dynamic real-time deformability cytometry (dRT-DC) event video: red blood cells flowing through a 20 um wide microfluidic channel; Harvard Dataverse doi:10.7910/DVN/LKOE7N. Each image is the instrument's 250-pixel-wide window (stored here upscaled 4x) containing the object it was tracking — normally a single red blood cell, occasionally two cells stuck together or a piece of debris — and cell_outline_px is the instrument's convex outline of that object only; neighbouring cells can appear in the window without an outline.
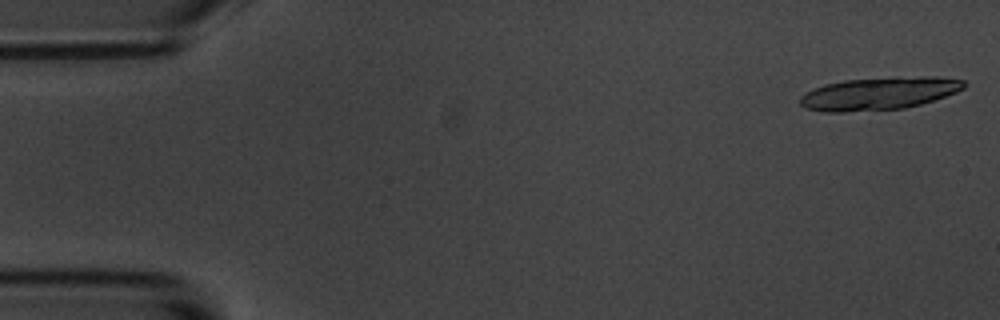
{"species": "common noctule bat (a hibernating species)", "species_latin": "Nyctalus noctula", "temperature_condition": "room temperature", "stored_images_in_passage": 15, "camera_frame_rate_fps": 3000, "um_per_image_px": 0.085, "animal": {"sex": "male", "body_mass_g": 20.1, "forearm_length_mm": 53.5}, "frame": {"image": 1, "passage_image": 1, "time_ms": 0.0, "image_size_px": [1000, 320], "cell_outline_px": [[964, 88], [956, 92], [920, 104], [904, 108], [844, 112], [824, 112], [804, 108], [800, 104], [800, 96], [804, 92], [824, 84], [844, 80], [896, 76], [936, 76], [964, 80]], "centroid_in_image_um": [74.67, 7.93], "position_along_channel_um": 10.3, "area_um2": 31.44}}
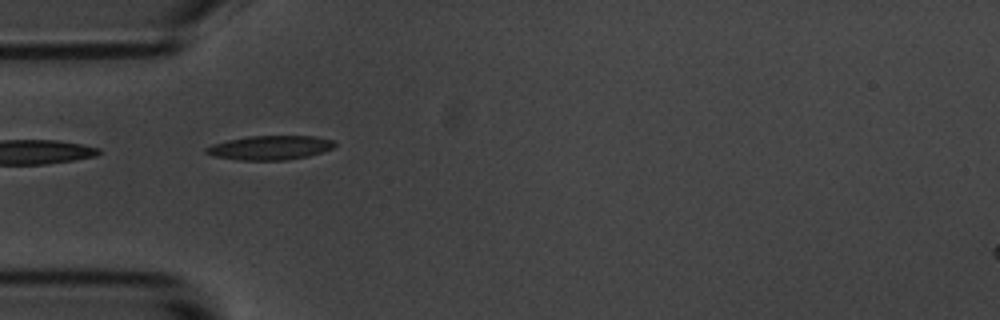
{"frame": {"image": 2, "passage_image": 5, "time_ms": 5.333, "image_size_px": [1000, 320], "cell_outline_px": [[336, 144], [332, 148], [324, 152], [308, 156], [288, 160], [240, 160], [212, 156], [204, 152], [204, 148], [212, 144], [228, 140], [248, 136], [316, 136], [332, 140]], "centroid_in_image_um": [22.94, 12.55], "position_along_channel_um": 62.1, "area_um2": 18.21}}
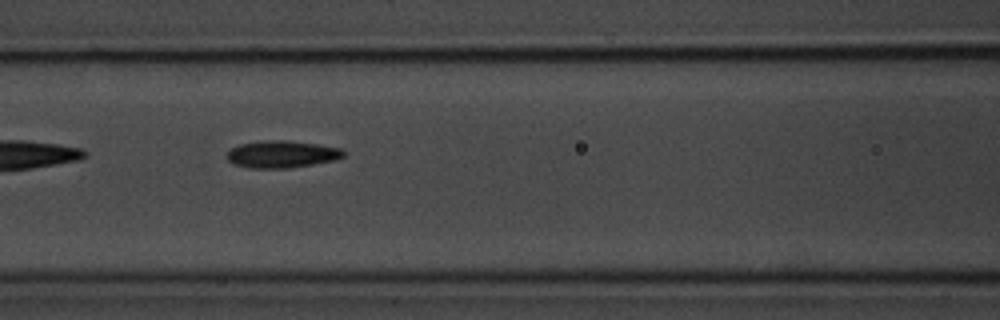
{"frame": {"image": 3, "passage_image": 7, "time_ms": 7.667, "image_size_px": [1000, 320], "cell_outline_px": [[344, 156], [336, 160], [288, 168], [248, 168], [232, 164], [228, 160], [228, 152], [232, 148], [240, 144], [260, 140], [284, 140], [316, 144], [340, 148], [344, 152]], "centroid_in_image_um": [23.93, 13.11], "position_along_channel_um": 142.7, "area_um2": 18.38}, "authors_computed_cell_mechanics": {"area_um2": 18.207, "velocity_mm_per_s": 3.485, "shape_relaxation_time_tau1_ms": 1.6482, "shape_relaxation_time_tau2_ms": 2.469, "deformation_change_tau1": 0.1057, "deformation_change_tau2": 0.0847}}